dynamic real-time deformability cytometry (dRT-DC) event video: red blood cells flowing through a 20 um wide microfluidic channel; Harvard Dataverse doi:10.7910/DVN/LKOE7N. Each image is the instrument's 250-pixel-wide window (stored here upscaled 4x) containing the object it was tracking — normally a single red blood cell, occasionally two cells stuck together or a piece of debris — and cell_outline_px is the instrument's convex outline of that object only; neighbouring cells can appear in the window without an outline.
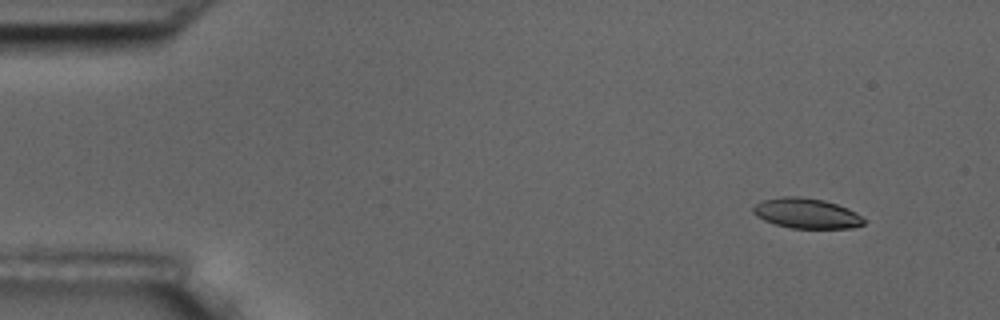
{"species": "common noctule bat (a hibernating species)", "species_latin": "Nyctalus noctula", "temperature_condition": "room temperature", "stored_images_in_passage": 6, "camera_frame_rate_fps": 3000, "um_per_image_px": 0.085, "animal": {"sex": "male", "body_mass_g": 17.5, "forearm_length_mm": 52.3}, "frame": {"image": 1, "passage_image": 2, "time_ms": 1.0, "image_size_px": [1000, 320], "cell_outline_px": [[864, 224], [852, 228], [792, 228], [776, 224], [764, 220], [756, 216], [752, 212], [752, 208], [760, 200], [784, 196], [800, 196], [824, 200], [848, 208], [856, 212], [864, 220]], "centroid_in_image_um": [68.53, 18.12], "position_along_channel_um": 16.5, "area_um2": 19.48}}
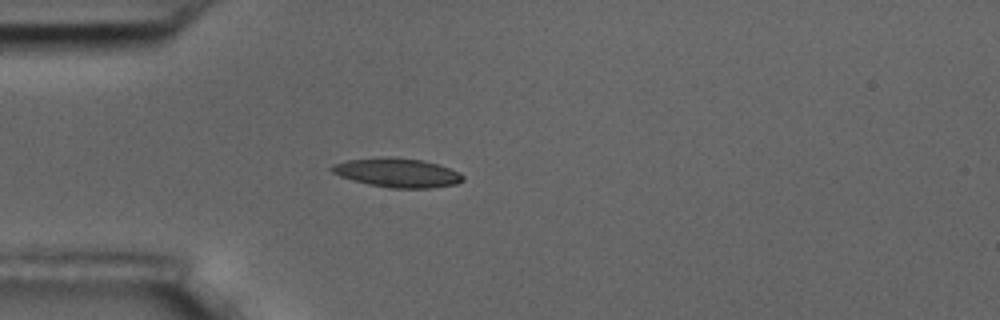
{"frame": {"image": 2, "passage_image": 5, "time_ms": 4.667, "image_size_px": [1000, 320], "cell_outline_px": [[464, 180], [456, 184], [428, 188], [388, 188], [368, 184], [352, 180], [340, 176], [332, 172], [328, 168], [332, 164], [348, 160], [388, 156], [424, 160], [460, 172], [464, 176]], "centroid_in_image_um": [33.75, 14.68], "position_along_channel_um": 51.3, "area_um2": 22.31}}